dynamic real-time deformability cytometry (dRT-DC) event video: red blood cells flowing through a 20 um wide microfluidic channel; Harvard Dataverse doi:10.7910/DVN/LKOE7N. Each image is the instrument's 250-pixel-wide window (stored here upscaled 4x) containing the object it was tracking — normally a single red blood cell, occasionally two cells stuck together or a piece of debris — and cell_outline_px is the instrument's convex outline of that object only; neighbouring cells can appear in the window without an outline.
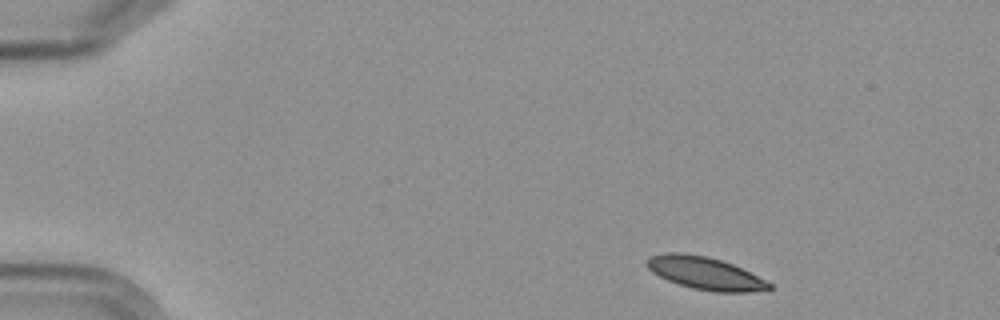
{"species": "Egyptian fruit bat (a non-hibernating species)", "species_latin": "Rousettus aegyptiacus", "temperature_condition": "cold", "stored_images_in_passage": 4, "camera_frame_rate_fps": 3000, "um_per_image_px": 0.085, "frame": {"image": 1, "passage_image": 1, "time_ms": 0.0, "image_size_px": [1000, 320], "cell_outline_px": [[772, 288], [748, 292], [716, 292], [692, 288], [668, 280], [652, 272], [644, 264], [648, 256], [668, 252], [680, 252], [704, 256], [720, 260], [732, 264], [772, 284]], "centroid_in_image_um": [59.86, 23.21], "position_along_channel_um": 25.1, "area_um2": 22.89}}
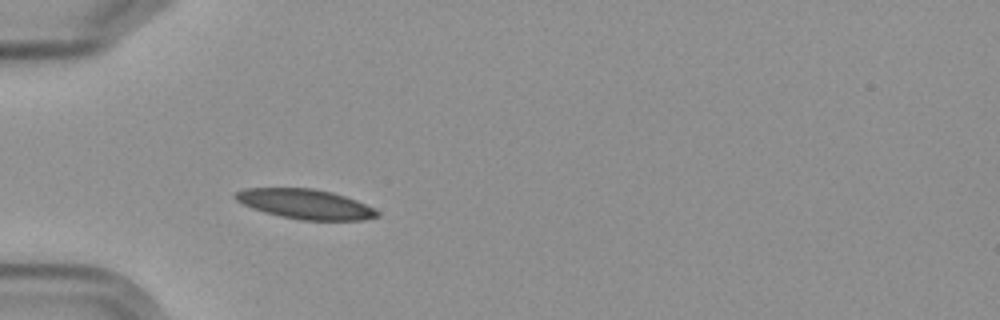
{"frame": {"image": 2, "passage_image": 4, "time_ms": 3.333, "image_size_px": [1000, 320], "cell_outline_px": [[380, 216], [364, 220], [300, 220], [280, 216], [264, 212], [252, 208], [236, 200], [232, 196], [236, 192], [244, 188], [312, 188], [332, 192], [356, 200], [380, 212]], "centroid_in_image_um": [25.94, 17.35], "position_along_channel_um": 59.1, "area_um2": 24.57}}